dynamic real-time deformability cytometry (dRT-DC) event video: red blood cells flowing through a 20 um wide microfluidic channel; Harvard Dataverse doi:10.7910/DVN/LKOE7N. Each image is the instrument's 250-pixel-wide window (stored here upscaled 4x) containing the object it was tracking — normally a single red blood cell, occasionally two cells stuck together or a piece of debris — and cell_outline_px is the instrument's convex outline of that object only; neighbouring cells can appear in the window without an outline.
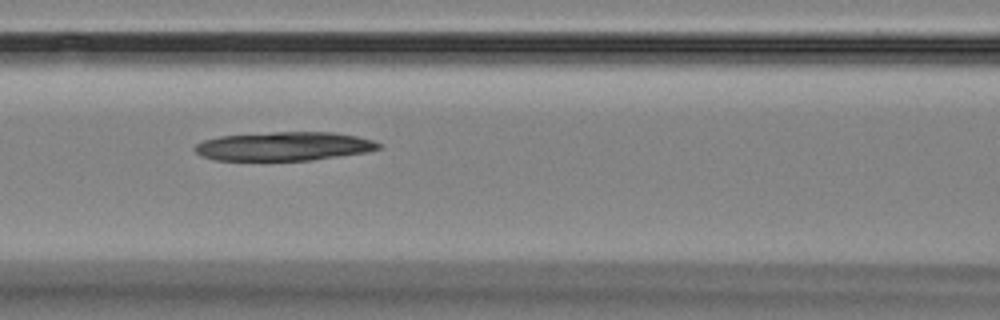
{"species": "Egyptian fruit bat (a non-hibernating species)", "species_latin": "Rousettus aegyptiacus", "temperature_condition": "room temperature", "stored_images_in_passage": 8, "camera_frame_rate_fps": 3000, "um_per_image_px": 0.085, "animal": {"sex": "female"}, "frame": {"image": 1, "passage_image": 7, "time_ms": 7.0, "image_size_px": [1000, 320], "cell_outline_px": [[380, 148], [368, 152], [312, 160], [216, 160], [204, 156], [196, 152], [192, 148], [196, 144], [204, 140], [220, 136], [272, 132], [332, 132], [356, 136], [372, 140], [380, 144]], "centroid_in_image_um": [24.14, 12.43], "position_along_channel_um": 142.5, "area_um2": 30.69}}
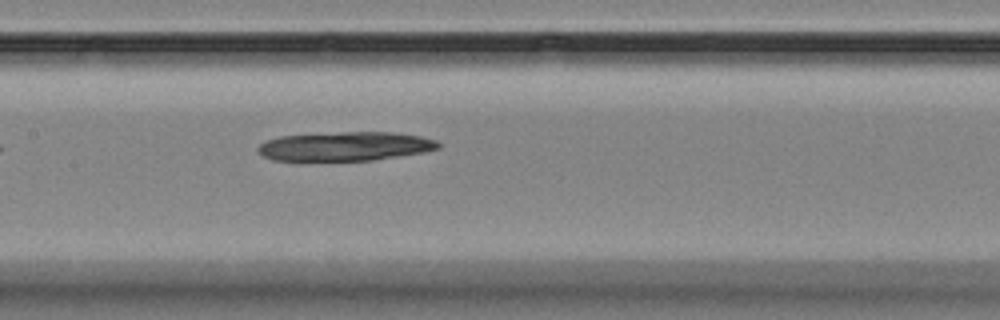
{"frame": {"image": 2, "passage_image": 8, "time_ms": 8.0, "image_size_px": [1000, 320], "cell_outline_px": [[440, 148], [424, 152], [372, 160], [272, 160], [264, 156], [256, 148], [264, 140], [280, 136], [340, 132], [396, 132], [420, 136], [436, 140], [440, 144]], "centroid_in_image_um": [29.35, 12.42], "position_along_channel_um": 178.1, "area_um2": 30.4}}